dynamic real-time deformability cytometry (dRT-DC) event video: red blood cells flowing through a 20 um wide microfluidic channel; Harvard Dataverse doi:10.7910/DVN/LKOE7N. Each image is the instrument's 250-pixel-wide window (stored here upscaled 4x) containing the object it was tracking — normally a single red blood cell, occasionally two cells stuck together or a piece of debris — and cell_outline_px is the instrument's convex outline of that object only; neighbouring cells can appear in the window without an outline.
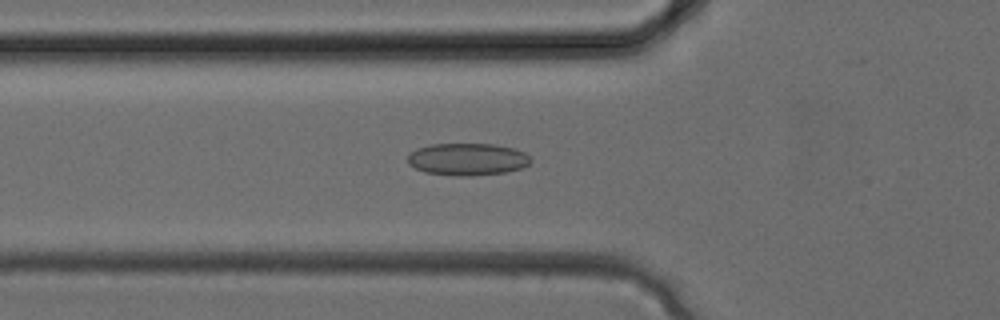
{"species": "common noctule bat (a hibernating species)", "species_latin": "Nyctalus noctula", "temperature_condition": "cold", "stored_images_in_passage": 27, "camera_frame_rate_fps": 3000, "um_per_image_px": 0.085, "animal": {"sex": "female", "body_mass_g": 24.6, "forearm_length_mm": 56.2}, "frame": {"image": 1, "passage_image": 6, "time_ms": 1.667, "image_size_px": [1000, 320], "cell_outline_px": [[532, 160], [524, 168], [504, 172], [468, 176], [456, 176], [424, 172], [408, 164], [408, 152], [416, 148], [432, 144], [492, 144], [516, 148], [524, 152]], "centroid_in_image_um": [39.72, 13.53], "position_along_channel_um": 86.1, "area_um2": 23.24}}
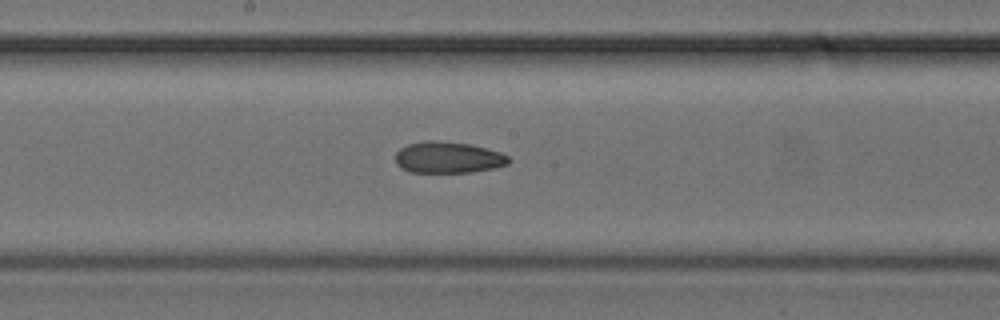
{"frame": {"image": 2, "passage_image": 12, "time_ms": 3.667, "image_size_px": [1000, 320], "cell_outline_px": [[512, 160], [508, 164], [496, 168], [472, 172], [408, 172], [400, 168], [396, 164], [396, 152], [400, 148], [408, 144], [424, 140], [436, 140], [468, 144], [500, 152], [508, 156]], "centroid_in_image_um": [38.08, 13.39], "position_along_channel_um": 210.1, "area_um2": 20.87}}
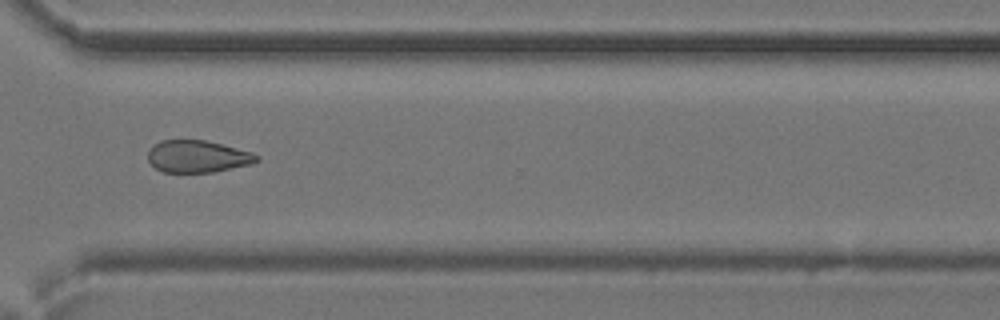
{"frame": {"image": 3, "passage_image": 19, "time_ms": 6.0, "image_size_px": [1000, 320], "cell_outline_px": [[260, 160], [252, 164], [212, 172], [164, 172], [156, 168], [148, 160], [148, 152], [160, 140], [204, 140], [252, 152], [260, 156]], "centroid_in_image_um": [16.82, 13.3], "position_along_channel_um": 353.8, "area_um2": 20.17}}